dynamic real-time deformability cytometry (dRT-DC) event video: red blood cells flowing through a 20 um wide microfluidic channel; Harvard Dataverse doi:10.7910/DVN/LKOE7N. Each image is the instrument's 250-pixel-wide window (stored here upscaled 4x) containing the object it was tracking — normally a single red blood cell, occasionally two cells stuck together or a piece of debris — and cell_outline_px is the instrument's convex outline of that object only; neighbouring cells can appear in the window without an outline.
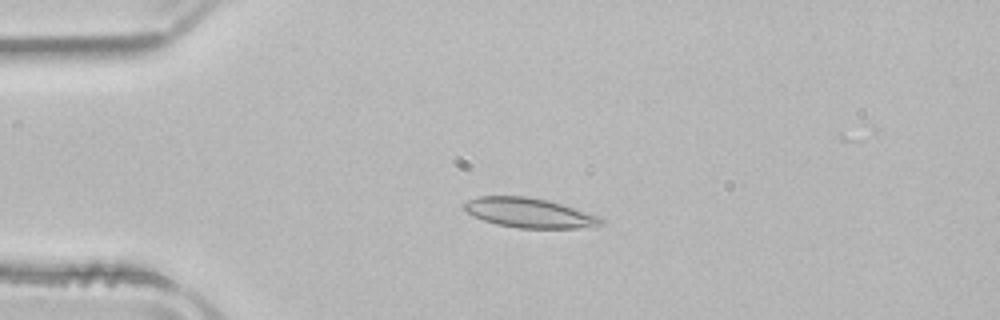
{"species": "common noctule bat (a hibernating species)", "species_latin": "Nyctalus noctula", "temperature_condition": "room temperature", "stored_images_in_passage": 52, "camera_frame_rate_fps": 3000, "um_per_image_px": 0.085, "animal": {"sex": "male", "body_mass_g": 21.5, "forearm_length_mm": 52.0}, "frame": {"image": 1, "passage_image": 12, "time_ms": 3.667, "image_size_px": [1000, 320], "cell_outline_px": [[604, 224], [580, 228], [520, 228], [496, 224], [472, 216], [460, 208], [468, 200], [476, 196], [524, 196], [548, 200], [600, 216], [604, 220]], "centroid_in_image_um": [44.95, 18.09], "position_along_channel_um": 40.0, "area_um2": 23.76}}
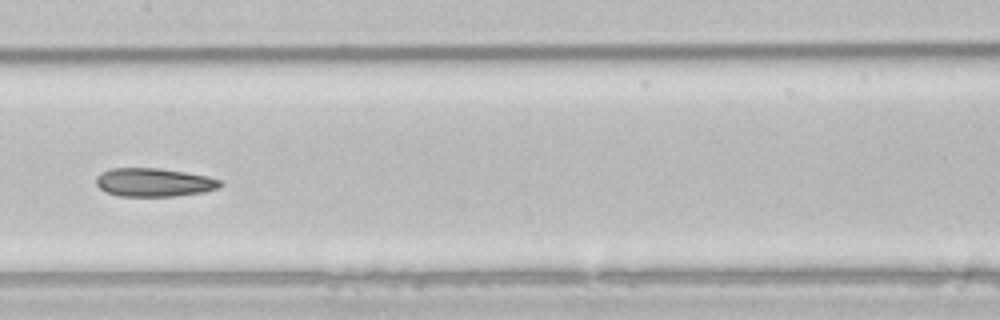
{"frame": {"image": 2, "passage_image": 26, "time_ms": 8.333, "image_size_px": [1000, 320], "cell_outline_px": [[224, 184], [220, 188], [204, 192], [176, 196], [120, 196], [108, 192], [100, 188], [96, 184], [96, 176], [100, 172], [112, 168], [160, 168], [208, 176], [220, 180]], "centroid_in_image_um": [13.11, 15.5], "position_along_channel_um": 194.3, "area_um2": 20.69}}
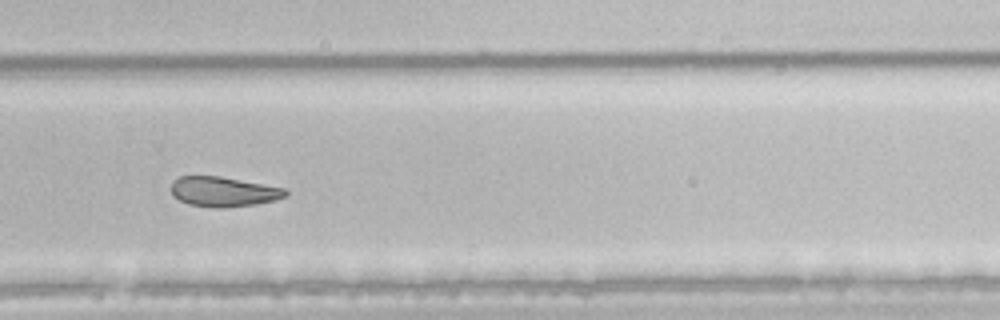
{"frame": {"image": 3, "passage_image": 35, "time_ms": 11.333, "image_size_px": [1000, 320], "cell_outline_px": [[288, 196], [276, 200], [256, 204], [220, 208], [216, 208], [188, 204], [172, 196], [172, 180], [180, 176], [220, 176], [284, 188], [288, 192]], "centroid_in_image_um": [18.99, 16.29], "position_along_channel_um": 310.8, "area_um2": 19.94}, "authors_computed_cell_mechanics": {"area_um2": 22.8888, "velocity_mm_per_s": 3.9061, "shape_relaxation_time_tau1_ms": null, "shape_relaxation_time_tau2_ms": 5.7082, "deformation_change_tau1": null, "deformation_change_tau2": 0.112}}